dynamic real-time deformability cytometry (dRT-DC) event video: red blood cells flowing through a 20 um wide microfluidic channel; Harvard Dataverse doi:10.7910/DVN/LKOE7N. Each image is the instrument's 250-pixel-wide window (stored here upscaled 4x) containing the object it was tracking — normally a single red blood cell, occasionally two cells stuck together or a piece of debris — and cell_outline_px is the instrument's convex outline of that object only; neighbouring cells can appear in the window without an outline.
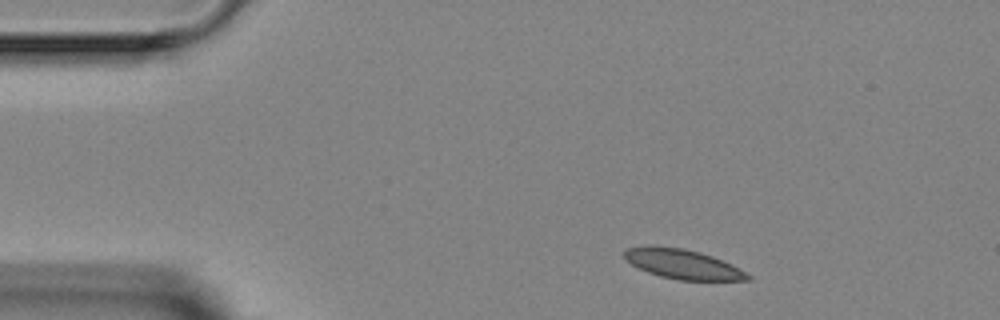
{"species": "Egyptian fruit bat (a non-hibernating species)", "species_latin": "Rousettus aegyptiacus", "temperature_condition": "room temperature", "stored_images_in_passage": 2, "camera_frame_rate_fps": 3000, "um_per_image_px": 0.085, "animal": {"sex": "female"}, "frame": {"image": 1, "passage_image": 1, "time_ms": 0.0, "image_size_px": [1000, 320], "cell_outline_px": [[752, 280], [676, 280], [660, 276], [648, 272], [632, 264], [624, 256], [624, 248], [652, 244], [684, 248], [700, 252], [712, 256], [752, 276]], "centroid_in_image_um": [57.96, 22.42], "position_along_channel_um": 27.0, "area_um2": 21.21}}